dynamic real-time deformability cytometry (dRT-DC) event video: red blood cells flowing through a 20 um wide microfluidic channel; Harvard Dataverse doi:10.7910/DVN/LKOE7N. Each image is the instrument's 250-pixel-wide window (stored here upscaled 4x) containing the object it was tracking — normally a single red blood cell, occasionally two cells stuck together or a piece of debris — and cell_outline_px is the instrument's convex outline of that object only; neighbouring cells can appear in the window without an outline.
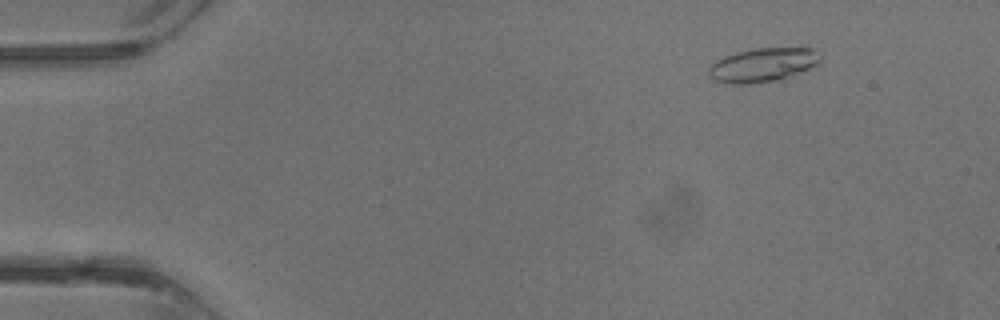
{"species": "common noctule bat (a hibernating species)", "species_latin": "Nyctalus noctula", "temperature_condition": "warm", "stored_images_in_passage": 38, "camera_frame_rate_fps": 3000, "um_per_image_px": 0.085, "animal": {"sex": "male", "body_mass_g": 13.3}, "frame": {"image": 1, "passage_image": 5, "time_ms": 1.333, "image_size_px": [1000, 320], "cell_outline_px": [[820, 64], [816, 68], [776, 80], [748, 84], [732, 84], [712, 80], [708, 72], [708, 68], [716, 60], [724, 56], [736, 52], [756, 48], [816, 48], [820, 60]], "centroid_in_image_um": [64.87, 5.52], "position_along_channel_um": 20.1, "area_um2": 22.31}}
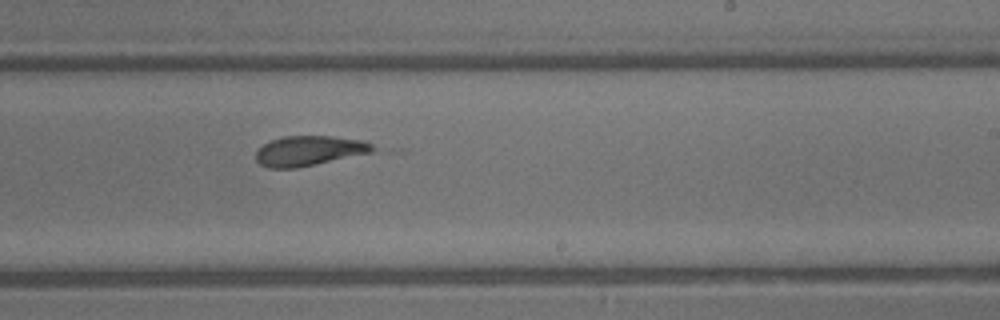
{"frame": {"image": 2, "passage_image": 24, "time_ms": 7.667, "image_size_px": [1000, 320], "cell_outline_px": [[380, 148], [372, 152], [296, 168], [268, 168], [260, 164], [256, 160], [256, 148], [272, 140], [284, 136], [332, 136], [364, 140]], "centroid_in_image_um": [26.29, 12.81], "position_along_channel_um": 262.7, "area_um2": 20.46}}
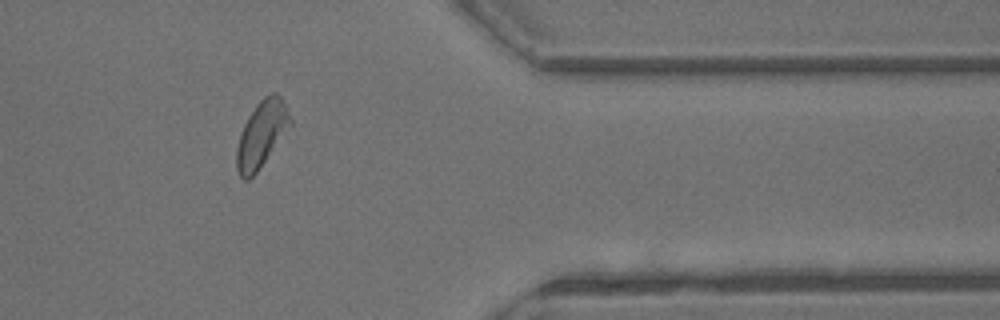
{"frame": {"image": 3, "passage_image": 32, "time_ms": 10.333, "image_size_px": [1000, 320], "cell_outline_px": [[292, 124], [256, 172], [248, 180], [244, 180], [240, 176], [236, 168], [236, 148], [240, 132], [248, 116], [256, 104], [264, 96], [272, 92], [276, 92], [280, 96], [292, 120]], "centroid_in_image_um": [22.21, 11.39], "position_along_channel_um": 389.2, "area_um2": 20.46}}